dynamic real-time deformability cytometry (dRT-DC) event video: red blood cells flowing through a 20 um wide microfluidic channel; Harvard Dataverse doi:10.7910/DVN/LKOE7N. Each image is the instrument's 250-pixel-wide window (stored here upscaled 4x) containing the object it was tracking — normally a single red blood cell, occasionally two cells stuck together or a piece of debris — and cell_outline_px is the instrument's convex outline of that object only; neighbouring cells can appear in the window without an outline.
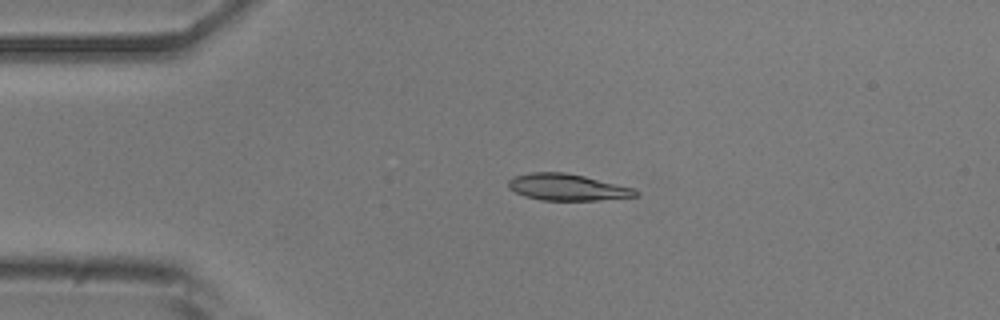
{"species": "common noctule bat (a hibernating species)", "species_latin": "Nyctalus noctula", "temperature_condition": "room temperature", "stored_images_in_passage": 4, "camera_frame_rate_fps": 3000, "um_per_image_px": 0.085, "animal": {"sex": "male", "body_mass_g": 20.5, "forearm_length_mm": 52.5}, "frame": {"image": 1, "passage_image": 3, "time_ms": 0.667, "image_size_px": [1000, 320], "cell_outline_px": [[640, 192], [636, 196], [596, 200], [540, 200], [524, 196], [508, 188], [508, 180], [516, 176], [532, 172], [564, 172], [584, 176], [632, 188]], "centroid_in_image_um": [48.18, 15.91], "position_along_channel_um": 36.8, "area_um2": 19.42}}